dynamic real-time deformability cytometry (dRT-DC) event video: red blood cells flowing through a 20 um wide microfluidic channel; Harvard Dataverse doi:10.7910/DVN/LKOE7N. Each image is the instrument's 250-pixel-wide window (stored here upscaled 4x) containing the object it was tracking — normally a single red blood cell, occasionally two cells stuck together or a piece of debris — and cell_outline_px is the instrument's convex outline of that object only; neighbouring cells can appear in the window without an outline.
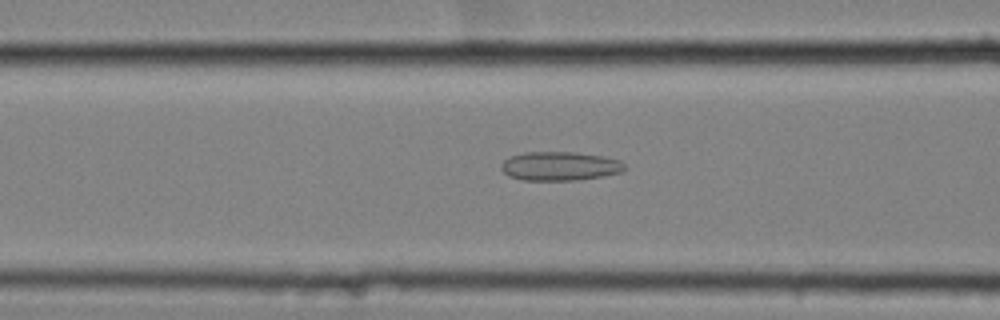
{"species": "common noctule bat (a hibernating species)", "species_latin": "Nyctalus noctula", "temperature_condition": "cold", "stored_images_in_passage": 56, "camera_frame_rate_fps": 3000, "um_per_image_px": 0.085, "animal": {"sex": "female", "body_mass_g": 25.1}, "frame": {"image": 1, "passage_image": 22, "time_ms": 7.0, "image_size_px": [1000, 320], "cell_outline_px": [[624, 168], [620, 172], [604, 176], [580, 180], [520, 180], [508, 176], [500, 168], [500, 164], [504, 160], [512, 156], [524, 152], [572, 152], [604, 156], [620, 160], [624, 164]], "centroid_in_image_um": [47.56, 14.12], "position_along_channel_um": 119.0, "area_um2": 20.87}}
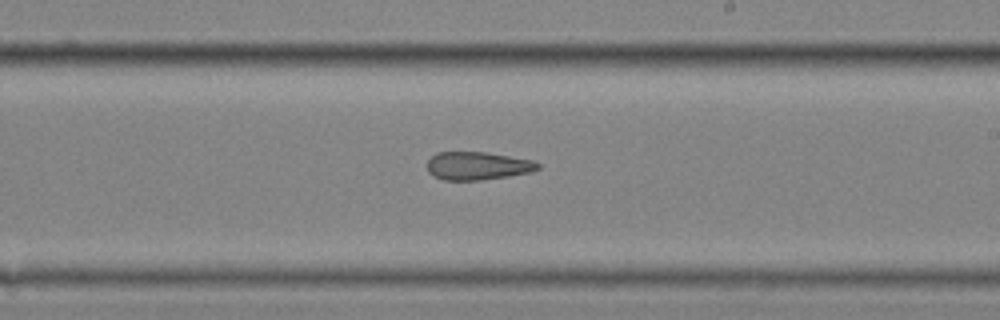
{"frame": {"image": 2, "passage_image": 33, "time_ms": 10.667, "image_size_px": [1000, 320], "cell_outline_px": [[540, 168], [532, 172], [508, 176], [480, 180], [444, 180], [432, 176], [428, 172], [428, 160], [436, 152], [488, 152], [536, 160], [540, 164]], "centroid_in_image_um": [40.63, 14.09], "position_along_channel_um": 248.4, "area_um2": 18.38}}
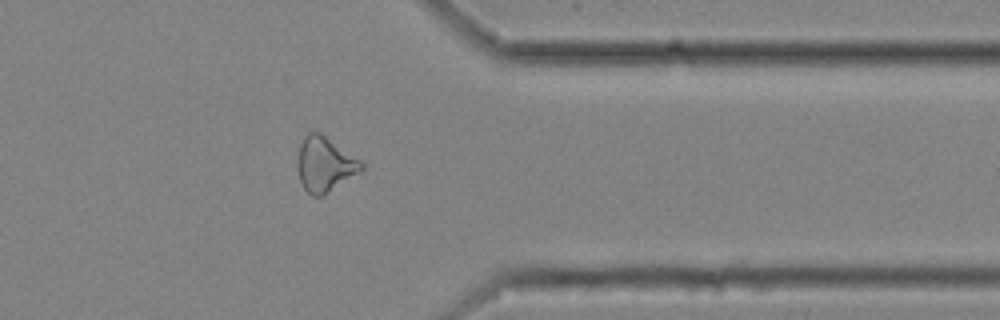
{"frame": {"image": 3, "passage_image": 45, "time_ms": 14.667, "image_size_px": [1000, 320], "cell_outline_px": [[364, 168], [360, 172], [320, 196], [312, 196], [304, 188], [300, 180], [296, 168], [296, 160], [300, 144], [304, 136], [308, 132], [320, 132], [360, 160], [364, 164]], "centroid_in_image_um": [27.57, 13.94], "position_along_channel_um": 383.8, "area_um2": 20.23}, "authors_computed_cell_mechanics": {"area_um2": 21.1259, "velocity_mm_per_s": 3.5337, "shape_relaxation_time_tau1_ms": null, "shape_relaxation_time_tau2_ms": 4.0372, "deformation_change_tau1": null, "deformation_change_tau2": 0.1401}}